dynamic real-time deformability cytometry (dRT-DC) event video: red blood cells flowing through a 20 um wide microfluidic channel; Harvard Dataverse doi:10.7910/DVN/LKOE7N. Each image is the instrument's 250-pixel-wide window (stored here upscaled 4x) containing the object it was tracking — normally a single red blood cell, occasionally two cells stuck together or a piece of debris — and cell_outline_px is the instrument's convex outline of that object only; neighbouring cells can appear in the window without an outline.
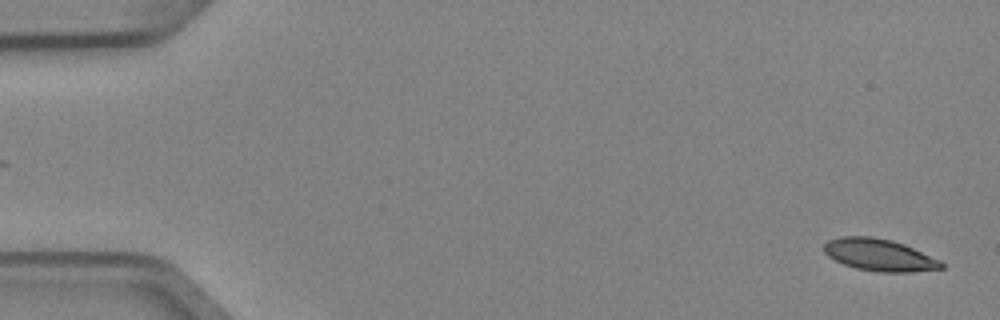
{"species": "Egyptian fruit bat (a non-hibernating species)", "species_latin": "Rousettus aegyptiacus", "temperature_condition": "cold", "stored_images_in_passage": 4, "camera_frame_rate_fps": 3000, "um_per_image_px": 0.085, "animal": {"sex": "female"}, "frame": {"image": 1, "passage_image": 1, "time_ms": 0.0, "image_size_px": [1000, 320], "cell_outline_px": [[944, 268], [912, 272], [880, 272], [856, 268], [844, 264], [828, 256], [824, 252], [824, 244], [828, 240], [840, 236], [872, 236], [892, 240], [904, 244], [940, 260], [944, 264]], "centroid_in_image_um": [74.74, 21.66], "position_along_channel_um": 10.3, "area_um2": 21.91}}
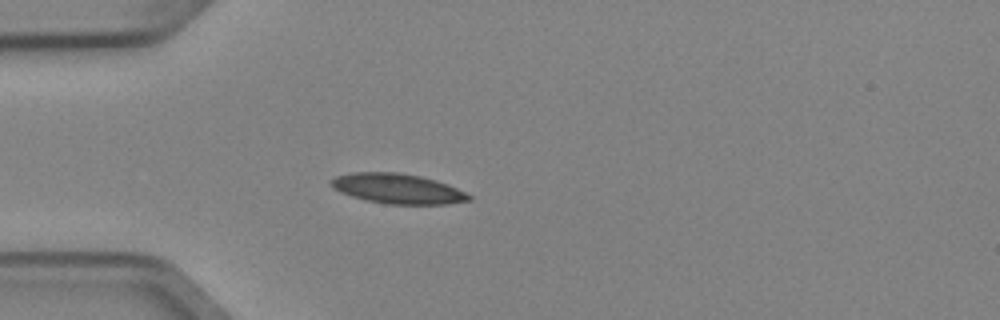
{"frame": {"image": 2, "passage_image": 4, "time_ms": 1.0, "image_size_px": [1000, 320], "cell_outline_px": [[472, 200], [444, 204], [384, 204], [352, 196], [332, 188], [332, 180], [336, 176], [352, 172], [396, 172], [420, 176], [448, 184], [472, 196]], "centroid_in_image_um": [33.81, 16.03], "position_along_channel_um": 51.2, "area_um2": 23.81}}